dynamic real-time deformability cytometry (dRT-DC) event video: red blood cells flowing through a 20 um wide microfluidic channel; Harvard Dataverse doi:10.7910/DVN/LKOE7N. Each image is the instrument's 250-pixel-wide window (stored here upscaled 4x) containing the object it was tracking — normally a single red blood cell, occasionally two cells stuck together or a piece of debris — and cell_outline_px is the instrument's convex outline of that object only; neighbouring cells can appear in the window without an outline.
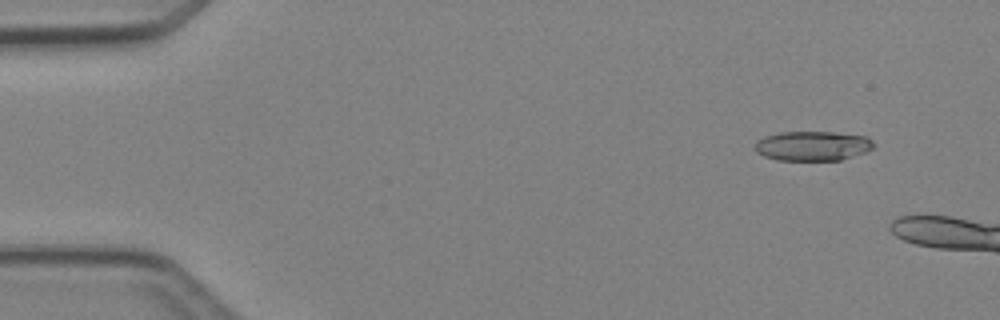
{"species": "Egyptian fruit bat (a non-hibernating species)", "species_latin": "Rousettus aegyptiacus", "temperature_condition": "cold", "stored_images_in_passage": 4, "camera_frame_rate_fps": 3000, "um_per_image_px": 0.085, "animal": {"sex": "female"}, "frame": {"image": 1, "passage_image": 2, "time_ms": 1.0, "image_size_px": [1000, 320], "cell_outline_px": [[872, 148], [864, 152], [840, 160], [776, 160], [764, 156], [756, 152], [756, 140], [764, 136], [780, 132], [832, 132], [868, 136], [872, 140]], "centroid_in_image_um": [69.04, 12.39], "position_along_channel_um": 16.0, "area_um2": 20.4}}